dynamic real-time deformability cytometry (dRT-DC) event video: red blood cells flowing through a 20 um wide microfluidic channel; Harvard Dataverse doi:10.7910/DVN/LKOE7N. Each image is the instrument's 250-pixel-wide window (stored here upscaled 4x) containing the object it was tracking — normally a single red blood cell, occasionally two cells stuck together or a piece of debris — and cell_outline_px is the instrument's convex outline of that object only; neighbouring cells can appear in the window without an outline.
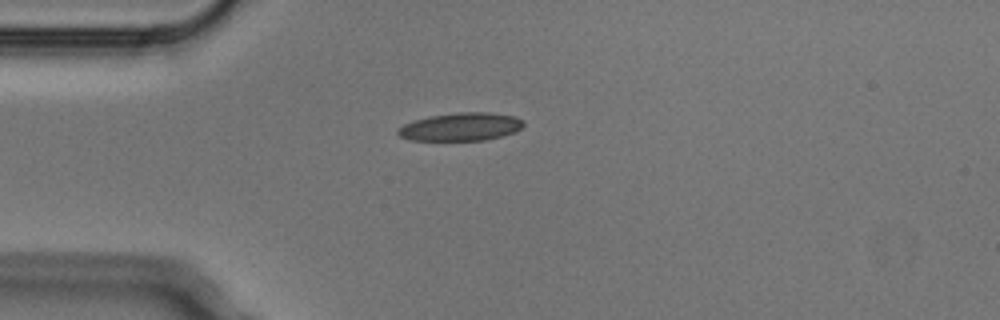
{"species": "Egyptian fruit bat (a non-hibernating species)", "species_latin": "Rousettus aegyptiacus", "temperature_condition": "cold", "stored_images_in_passage": 2, "camera_frame_rate_fps": 3000, "um_per_image_px": 0.085, "animal": {"sex": "male"}, "frame": {"image": 1, "passage_image": 2, "time_ms": 0.333, "image_size_px": [1000, 320], "cell_outline_px": [[524, 124], [516, 132], [504, 136], [484, 140], [408, 140], [400, 136], [396, 132], [396, 128], [412, 120], [428, 116], [460, 112], [488, 112], [516, 116], [524, 120]], "centroid_in_image_um": [39.16, 10.77], "position_along_channel_um": 45.8, "area_um2": 20.81}}